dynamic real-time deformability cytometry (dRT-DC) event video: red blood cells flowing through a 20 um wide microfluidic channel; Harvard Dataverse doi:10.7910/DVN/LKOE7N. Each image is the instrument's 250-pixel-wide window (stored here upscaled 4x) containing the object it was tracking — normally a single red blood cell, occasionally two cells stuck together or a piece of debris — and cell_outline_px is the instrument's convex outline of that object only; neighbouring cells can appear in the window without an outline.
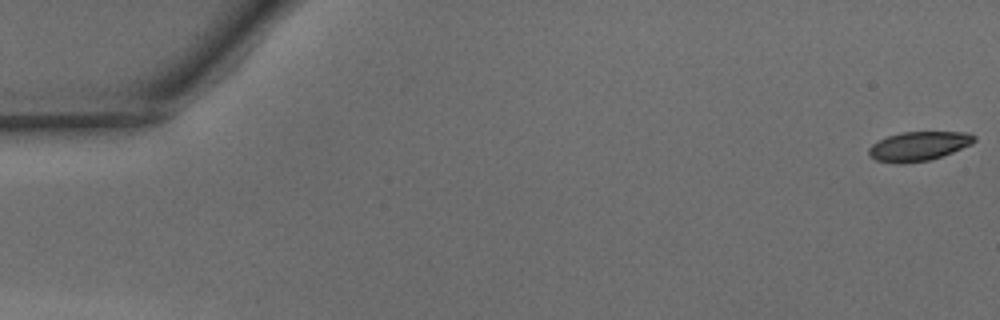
{"species": "common noctule bat (a hibernating species)", "species_latin": "Nyctalus noctula", "temperature_condition": "warm", "stored_images_in_passage": 11, "camera_frame_rate_fps": 3000, "um_per_image_px": 0.085, "animal": {"sex": "male", "body_mass_g": 15.6}, "frame": {"image": 1, "passage_image": 1, "time_ms": 0.0, "image_size_px": [1000, 320], "cell_outline_px": [[976, 140], [972, 144], [952, 152], [928, 160], [904, 164], [896, 164], [876, 160], [868, 152], [868, 148], [872, 144], [888, 136], [904, 132], [968, 132], [976, 136]], "centroid_in_image_um": [78.09, 12.42], "position_along_channel_um": 6.9, "area_um2": 17.86}}